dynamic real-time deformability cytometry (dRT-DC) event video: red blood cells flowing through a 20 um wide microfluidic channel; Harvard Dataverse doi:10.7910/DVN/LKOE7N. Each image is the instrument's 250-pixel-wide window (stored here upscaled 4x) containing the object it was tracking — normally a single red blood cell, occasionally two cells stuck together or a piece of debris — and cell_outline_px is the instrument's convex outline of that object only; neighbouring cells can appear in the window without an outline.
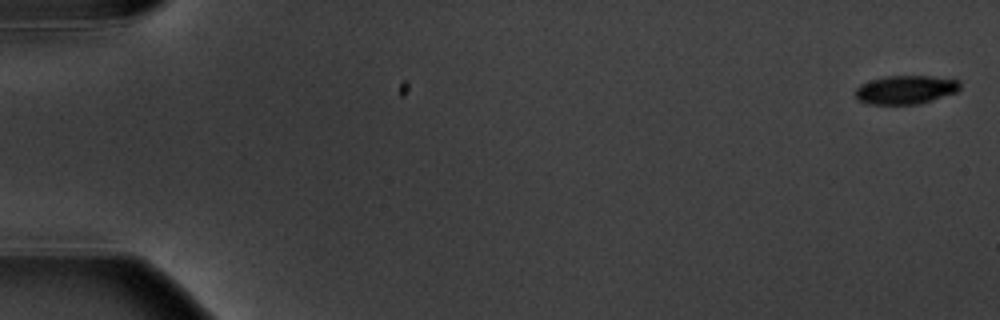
{"species": "common noctule bat (a hibernating species)", "species_latin": "Nyctalus noctula", "temperature_condition": "warm", "stored_images_in_passage": 5, "camera_frame_rate_fps": 3000, "um_per_image_px": 0.085, "animal": {"sex": "male", "body_mass_g": 20.1, "forearm_length_mm": 53.5}, "frame": {"image": 1, "passage_image": 1, "time_ms": 0.0, "image_size_px": [1000, 320], "cell_outline_px": [[960, 88], [956, 92], [920, 104], [868, 104], [856, 100], [856, 88], [860, 84], [884, 76], [932, 76], [960, 80]], "centroid_in_image_um": [76.97, 7.63], "position_along_channel_um": 8.0, "area_um2": 17.51}}
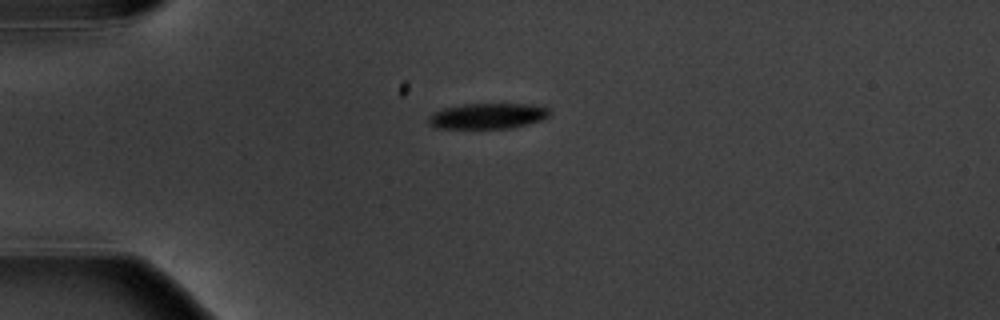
{"frame": {"image": 2, "passage_image": 5, "time_ms": 4.667, "image_size_px": [1000, 320], "cell_outline_px": [[552, 112], [548, 116], [540, 120], [528, 124], [512, 128], [436, 128], [428, 124], [428, 116], [432, 112], [444, 108], [464, 104], [532, 104], [548, 108]], "centroid_in_image_um": [41.43, 9.86], "position_along_channel_um": 43.6, "area_um2": 18.15}}